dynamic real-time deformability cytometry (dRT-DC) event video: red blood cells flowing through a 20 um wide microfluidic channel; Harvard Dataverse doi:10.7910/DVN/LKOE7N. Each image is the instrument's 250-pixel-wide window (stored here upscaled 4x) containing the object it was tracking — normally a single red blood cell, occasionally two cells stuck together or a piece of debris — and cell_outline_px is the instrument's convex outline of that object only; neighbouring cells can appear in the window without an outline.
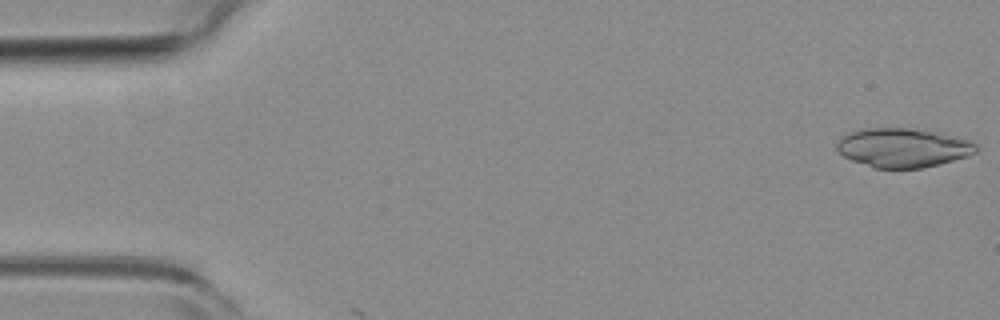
{"species": "common noctule bat (a hibernating species)", "species_latin": "Nyctalus noctula", "temperature_condition": "room temperature", "stored_images_in_passage": 3, "camera_frame_rate_fps": 3000, "um_per_image_px": 0.085, "animal": {"sex": "female", "body_mass_g": 19.3, "forearm_length_mm": 54.1}, "frame": {"image": 1, "passage_image": 1, "time_ms": 0.0, "image_size_px": [1000, 320], "cell_outline_px": [[976, 152], [968, 156], [940, 164], [920, 168], [872, 168], [852, 160], [844, 156], [836, 148], [836, 144], [840, 136], [848, 132], [860, 128], [928, 128], [964, 136], [972, 140], [976, 144]], "centroid_in_image_um": [76.81, 12.52], "position_along_channel_um": 8.2, "area_um2": 32.77}}